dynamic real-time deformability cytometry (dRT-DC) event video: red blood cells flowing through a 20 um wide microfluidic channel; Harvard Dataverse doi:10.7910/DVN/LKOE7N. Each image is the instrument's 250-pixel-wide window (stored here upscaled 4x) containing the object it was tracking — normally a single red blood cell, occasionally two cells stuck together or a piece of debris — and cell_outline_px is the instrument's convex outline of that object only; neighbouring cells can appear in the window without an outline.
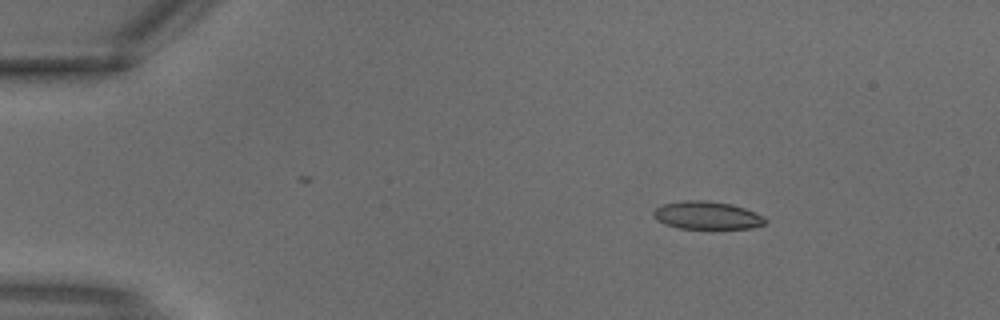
{"species": "common noctule bat (a hibernating species)", "species_latin": "Nyctalus noctula", "temperature_condition": "warm", "stored_images_in_passage": 3, "segment_of_instrument_passage": [1, 2], "camera_frame_rate_fps": 3000, "um_per_image_px": 0.085, "animal": {"sex": "male", "body_mass_g": 18.8}, "frame": {"image": 1, "passage_image": 1, "time_ms": 0.0, "image_size_px": [1000, 320], "cell_outline_px": [[768, 220], [764, 224], [752, 228], [680, 228], [664, 224], [656, 220], [652, 216], [652, 212], [656, 208], [664, 204], [684, 200], [704, 200], [732, 204], [744, 208]], "centroid_in_image_um": [60.04, 18.3], "position_along_channel_um": 25.0, "area_um2": 17.98}}